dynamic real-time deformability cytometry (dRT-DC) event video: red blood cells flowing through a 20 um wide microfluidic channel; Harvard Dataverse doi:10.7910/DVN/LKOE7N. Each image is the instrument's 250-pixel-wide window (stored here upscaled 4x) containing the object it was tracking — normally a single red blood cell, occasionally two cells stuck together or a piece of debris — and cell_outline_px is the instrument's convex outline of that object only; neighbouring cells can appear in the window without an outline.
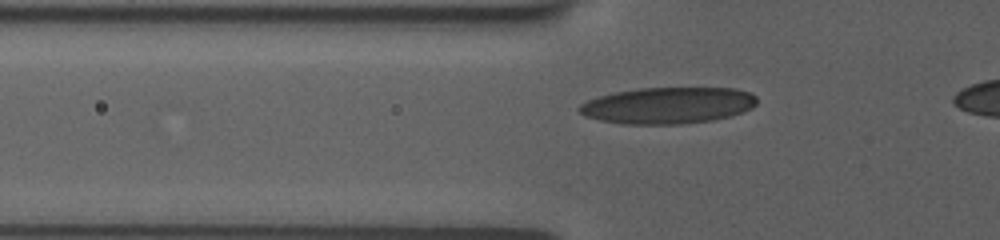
{"species": "human", "species_latin": "Homo sapiens", "temperature_condition": "room temperature", "stored_images_in_passage": 43, "camera_frame_rate_fps": 3000, "um_per_image_px": 0.085, "donor": {"sex": "female"}, "frame": {"image": 1, "passage_image": 13, "time_ms": 4.0, "image_size_px": [1000, 240], "cell_outline_px": [[756, 104], [752, 108], [744, 112], [712, 120], [680, 124], [620, 124], [600, 120], [584, 116], [576, 108], [580, 104], [588, 100], [600, 96], [616, 92], [640, 88], [736, 88], [752, 92], [756, 96]], "centroid_in_image_um": [56.78, 8.96], "position_along_channel_um": 69.0, "area_um2": 37.86}}
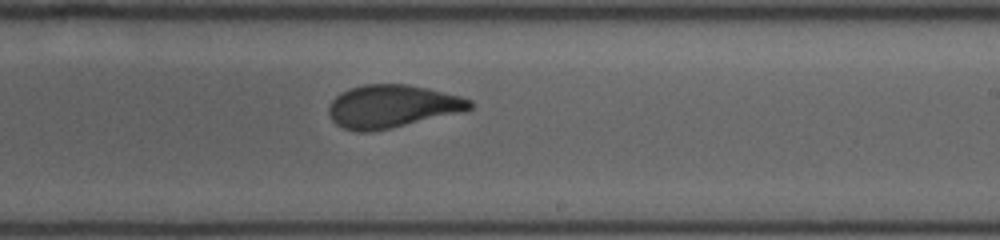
{"frame": {"image": 2, "passage_image": 28, "time_ms": 9.0, "image_size_px": [1000, 240], "cell_outline_px": [[472, 108], [464, 112], [392, 128], [372, 132], [356, 132], [344, 128], [336, 124], [332, 120], [328, 112], [328, 104], [336, 96], [352, 88], [364, 84], [408, 84], [428, 88], [460, 96], [472, 100]], "centroid_in_image_um": [33.34, 9.05], "position_along_channel_um": 255.7, "area_um2": 35.49}}
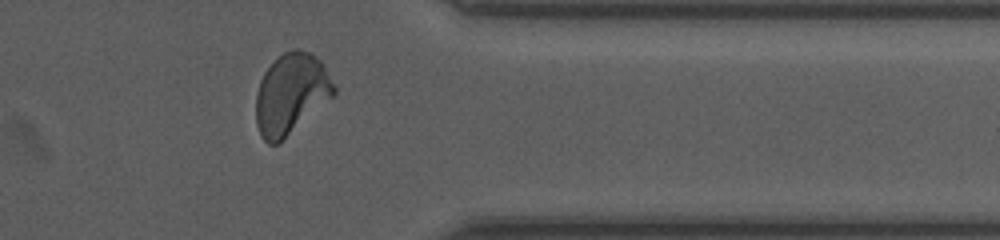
{"frame": {"image": 3, "passage_image": 39, "time_ms": 12.667, "image_size_px": [1000, 240], "cell_outline_px": [[336, 92], [332, 96], [276, 144], [268, 144], [260, 136], [256, 124], [256, 92], [260, 80], [264, 72], [284, 52], [292, 48], [300, 48], [308, 52], [320, 60], [324, 64], [336, 88]], "centroid_in_image_um": [24.71, 7.94], "position_along_channel_um": 386.7, "area_um2": 36.01}}